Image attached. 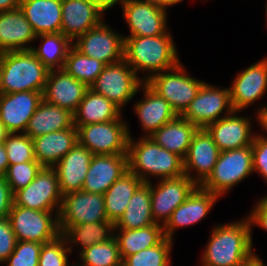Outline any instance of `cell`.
<instances>
[{"label":"cell","mask_w":267,"mask_h":266,"mask_svg":"<svg viewBox=\"0 0 267 266\" xmlns=\"http://www.w3.org/2000/svg\"><path fill=\"white\" fill-rule=\"evenodd\" d=\"M204 249L202 266H246L258 256L249 217L214 226Z\"/></svg>","instance_id":"obj_1"},{"label":"cell","mask_w":267,"mask_h":266,"mask_svg":"<svg viewBox=\"0 0 267 266\" xmlns=\"http://www.w3.org/2000/svg\"><path fill=\"white\" fill-rule=\"evenodd\" d=\"M170 30L163 35L124 37L123 59L148 81L154 74L169 70L181 61ZM139 71V72H138Z\"/></svg>","instance_id":"obj_2"},{"label":"cell","mask_w":267,"mask_h":266,"mask_svg":"<svg viewBox=\"0 0 267 266\" xmlns=\"http://www.w3.org/2000/svg\"><path fill=\"white\" fill-rule=\"evenodd\" d=\"M129 171L144 183L151 177L158 180L177 178L184 175L183 159L158 145L152 138L142 136L138 140L129 135Z\"/></svg>","instance_id":"obj_3"},{"label":"cell","mask_w":267,"mask_h":266,"mask_svg":"<svg viewBox=\"0 0 267 266\" xmlns=\"http://www.w3.org/2000/svg\"><path fill=\"white\" fill-rule=\"evenodd\" d=\"M49 71L31 50L0 53V93L43 92Z\"/></svg>","instance_id":"obj_4"},{"label":"cell","mask_w":267,"mask_h":266,"mask_svg":"<svg viewBox=\"0 0 267 266\" xmlns=\"http://www.w3.org/2000/svg\"><path fill=\"white\" fill-rule=\"evenodd\" d=\"M252 159V145L221 151L211 174L200 187L221 199L232 187L254 173Z\"/></svg>","instance_id":"obj_5"},{"label":"cell","mask_w":267,"mask_h":266,"mask_svg":"<svg viewBox=\"0 0 267 266\" xmlns=\"http://www.w3.org/2000/svg\"><path fill=\"white\" fill-rule=\"evenodd\" d=\"M146 83L169 103L177 115H181L205 81L188 75V70L180 62L172 69L154 74Z\"/></svg>","instance_id":"obj_6"},{"label":"cell","mask_w":267,"mask_h":266,"mask_svg":"<svg viewBox=\"0 0 267 266\" xmlns=\"http://www.w3.org/2000/svg\"><path fill=\"white\" fill-rule=\"evenodd\" d=\"M143 83L140 75L123 59L118 63L105 65L90 89L103 95L122 110L134 98Z\"/></svg>","instance_id":"obj_7"},{"label":"cell","mask_w":267,"mask_h":266,"mask_svg":"<svg viewBox=\"0 0 267 266\" xmlns=\"http://www.w3.org/2000/svg\"><path fill=\"white\" fill-rule=\"evenodd\" d=\"M78 142L99 154H127L130 129L124 119L77 126Z\"/></svg>","instance_id":"obj_8"},{"label":"cell","mask_w":267,"mask_h":266,"mask_svg":"<svg viewBox=\"0 0 267 266\" xmlns=\"http://www.w3.org/2000/svg\"><path fill=\"white\" fill-rule=\"evenodd\" d=\"M59 211H39L12 205L8 219L17 241L47 243L60 235Z\"/></svg>","instance_id":"obj_9"},{"label":"cell","mask_w":267,"mask_h":266,"mask_svg":"<svg viewBox=\"0 0 267 266\" xmlns=\"http://www.w3.org/2000/svg\"><path fill=\"white\" fill-rule=\"evenodd\" d=\"M233 111L230 87L221 89L205 82L181 116L198 128H206Z\"/></svg>","instance_id":"obj_10"},{"label":"cell","mask_w":267,"mask_h":266,"mask_svg":"<svg viewBox=\"0 0 267 266\" xmlns=\"http://www.w3.org/2000/svg\"><path fill=\"white\" fill-rule=\"evenodd\" d=\"M62 197L56 170L43 166L29 185L13 194V204L39 211H60Z\"/></svg>","instance_id":"obj_11"},{"label":"cell","mask_w":267,"mask_h":266,"mask_svg":"<svg viewBox=\"0 0 267 266\" xmlns=\"http://www.w3.org/2000/svg\"><path fill=\"white\" fill-rule=\"evenodd\" d=\"M108 221L103 194L77 191L64 194L58 214L60 234L70 226Z\"/></svg>","instance_id":"obj_12"},{"label":"cell","mask_w":267,"mask_h":266,"mask_svg":"<svg viewBox=\"0 0 267 266\" xmlns=\"http://www.w3.org/2000/svg\"><path fill=\"white\" fill-rule=\"evenodd\" d=\"M103 21L79 36L72 45L82 54L100 60L105 65L123 60L124 38Z\"/></svg>","instance_id":"obj_13"},{"label":"cell","mask_w":267,"mask_h":266,"mask_svg":"<svg viewBox=\"0 0 267 266\" xmlns=\"http://www.w3.org/2000/svg\"><path fill=\"white\" fill-rule=\"evenodd\" d=\"M151 183V209L153 220L163 227L173 211L181 205L197 187L187 175Z\"/></svg>","instance_id":"obj_14"},{"label":"cell","mask_w":267,"mask_h":266,"mask_svg":"<svg viewBox=\"0 0 267 266\" xmlns=\"http://www.w3.org/2000/svg\"><path fill=\"white\" fill-rule=\"evenodd\" d=\"M120 4L130 32L123 38L157 36L169 31L166 10L141 0H122Z\"/></svg>","instance_id":"obj_15"},{"label":"cell","mask_w":267,"mask_h":266,"mask_svg":"<svg viewBox=\"0 0 267 266\" xmlns=\"http://www.w3.org/2000/svg\"><path fill=\"white\" fill-rule=\"evenodd\" d=\"M229 87L234 111L241 112L258 102L267 92V57L237 73Z\"/></svg>","instance_id":"obj_16"},{"label":"cell","mask_w":267,"mask_h":266,"mask_svg":"<svg viewBox=\"0 0 267 266\" xmlns=\"http://www.w3.org/2000/svg\"><path fill=\"white\" fill-rule=\"evenodd\" d=\"M220 152L208 131L199 128L183 159L184 175L200 186L211 174ZM193 171H196V174H192Z\"/></svg>","instance_id":"obj_17"},{"label":"cell","mask_w":267,"mask_h":266,"mask_svg":"<svg viewBox=\"0 0 267 266\" xmlns=\"http://www.w3.org/2000/svg\"><path fill=\"white\" fill-rule=\"evenodd\" d=\"M42 100V92L37 91L0 93V120L8 132L24 133Z\"/></svg>","instance_id":"obj_18"},{"label":"cell","mask_w":267,"mask_h":266,"mask_svg":"<svg viewBox=\"0 0 267 266\" xmlns=\"http://www.w3.org/2000/svg\"><path fill=\"white\" fill-rule=\"evenodd\" d=\"M238 112L233 111L205 128L220 151L247 147L254 141L256 134L251 130V118L238 115Z\"/></svg>","instance_id":"obj_19"},{"label":"cell","mask_w":267,"mask_h":266,"mask_svg":"<svg viewBox=\"0 0 267 266\" xmlns=\"http://www.w3.org/2000/svg\"><path fill=\"white\" fill-rule=\"evenodd\" d=\"M220 197L197 186L188 198L172 213L170 220L163 227L164 236L174 240L175 230L189 227L203 220Z\"/></svg>","instance_id":"obj_20"},{"label":"cell","mask_w":267,"mask_h":266,"mask_svg":"<svg viewBox=\"0 0 267 266\" xmlns=\"http://www.w3.org/2000/svg\"><path fill=\"white\" fill-rule=\"evenodd\" d=\"M88 87L69 75L64 68L49 71L42 92L43 100L75 113Z\"/></svg>","instance_id":"obj_21"},{"label":"cell","mask_w":267,"mask_h":266,"mask_svg":"<svg viewBox=\"0 0 267 266\" xmlns=\"http://www.w3.org/2000/svg\"><path fill=\"white\" fill-rule=\"evenodd\" d=\"M129 171L127 154L93 155L82 191L104 194Z\"/></svg>","instance_id":"obj_22"},{"label":"cell","mask_w":267,"mask_h":266,"mask_svg":"<svg viewBox=\"0 0 267 266\" xmlns=\"http://www.w3.org/2000/svg\"><path fill=\"white\" fill-rule=\"evenodd\" d=\"M103 13L85 0H62L61 33L71 42L100 25Z\"/></svg>","instance_id":"obj_23"},{"label":"cell","mask_w":267,"mask_h":266,"mask_svg":"<svg viewBox=\"0 0 267 266\" xmlns=\"http://www.w3.org/2000/svg\"><path fill=\"white\" fill-rule=\"evenodd\" d=\"M93 153L79 142L54 166L62 193L81 191Z\"/></svg>","instance_id":"obj_24"},{"label":"cell","mask_w":267,"mask_h":266,"mask_svg":"<svg viewBox=\"0 0 267 266\" xmlns=\"http://www.w3.org/2000/svg\"><path fill=\"white\" fill-rule=\"evenodd\" d=\"M140 89L144 93L143 99L136 102L133 110L138 116L142 131H145L143 136L149 137L164 124L173 120L177 113L146 82Z\"/></svg>","instance_id":"obj_25"},{"label":"cell","mask_w":267,"mask_h":266,"mask_svg":"<svg viewBox=\"0 0 267 266\" xmlns=\"http://www.w3.org/2000/svg\"><path fill=\"white\" fill-rule=\"evenodd\" d=\"M36 33L18 8L13 11L0 12V53L9 51L31 50Z\"/></svg>","instance_id":"obj_26"},{"label":"cell","mask_w":267,"mask_h":266,"mask_svg":"<svg viewBox=\"0 0 267 266\" xmlns=\"http://www.w3.org/2000/svg\"><path fill=\"white\" fill-rule=\"evenodd\" d=\"M19 9L37 36L61 33L62 0H20Z\"/></svg>","instance_id":"obj_27"},{"label":"cell","mask_w":267,"mask_h":266,"mask_svg":"<svg viewBox=\"0 0 267 266\" xmlns=\"http://www.w3.org/2000/svg\"><path fill=\"white\" fill-rule=\"evenodd\" d=\"M78 142L75 126L50 132L33 139L35 159L45 167H54Z\"/></svg>","instance_id":"obj_28"},{"label":"cell","mask_w":267,"mask_h":266,"mask_svg":"<svg viewBox=\"0 0 267 266\" xmlns=\"http://www.w3.org/2000/svg\"><path fill=\"white\" fill-rule=\"evenodd\" d=\"M73 126V113L42 100L30 118L24 133L34 139L38 136L65 130Z\"/></svg>","instance_id":"obj_29"},{"label":"cell","mask_w":267,"mask_h":266,"mask_svg":"<svg viewBox=\"0 0 267 266\" xmlns=\"http://www.w3.org/2000/svg\"><path fill=\"white\" fill-rule=\"evenodd\" d=\"M74 126L122 119V110L103 95L88 88L73 114Z\"/></svg>","instance_id":"obj_30"},{"label":"cell","mask_w":267,"mask_h":266,"mask_svg":"<svg viewBox=\"0 0 267 266\" xmlns=\"http://www.w3.org/2000/svg\"><path fill=\"white\" fill-rule=\"evenodd\" d=\"M198 129L197 126L185 120L181 115H177L149 137L162 148L184 159L192 138Z\"/></svg>","instance_id":"obj_31"},{"label":"cell","mask_w":267,"mask_h":266,"mask_svg":"<svg viewBox=\"0 0 267 266\" xmlns=\"http://www.w3.org/2000/svg\"><path fill=\"white\" fill-rule=\"evenodd\" d=\"M122 260L139 251L156 246L164 238L162 225L152 224L139 229H114Z\"/></svg>","instance_id":"obj_32"},{"label":"cell","mask_w":267,"mask_h":266,"mask_svg":"<svg viewBox=\"0 0 267 266\" xmlns=\"http://www.w3.org/2000/svg\"><path fill=\"white\" fill-rule=\"evenodd\" d=\"M151 182L143 183L135 191L115 229H139L155 224L151 209Z\"/></svg>","instance_id":"obj_33"},{"label":"cell","mask_w":267,"mask_h":266,"mask_svg":"<svg viewBox=\"0 0 267 266\" xmlns=\"http://www.w3.org/2000/svg\"><path fill=\"white\" fill-rule=\"evenodd\" d=\"M144 182L128 171L116 180L103 194L108 221L116 224L122 217L135 191Z\"/></svg>","instance_id":"obj_34"},{"label":"cell","mask_w":267,"mask_h":266,"mask_svg":"<svg viewBox=\"0 0 267 266\" xmlns=\"http://www.w3.org/2000/svg\"><path fill=\"white\" fill-rule=\"evenodd\" d=\"M115 224L111 221H98L70 226L62 235L68 249L73 253V246H81L79 253L96 243H102L114 237Z\"/></svg>","instance_id":"obj_35"},{"label":"cell","mask_w":267,"mask_h":266,"mask_svg":"<svg viewBox=\"0 0 267 266\" xmlns=\"http://www.w3.org/2000/svg\"><path fill=\"white\" fill-rule=\"evenodd\" d=\"M41 39L38 47H33L31 51L49 69H61L64 67L66 56L72 42L62 33L41 34L36 37Z\"/></svg>","instance_id":"obj_36"},{"label":"cell","mask_w":267,"mask_h":266,"mask_svg":"<svg viewBox=\"0 0 267 266\" xmlns=\"http://www.w3.org/2000/svg\"><path fill=\"white\" fill-rule=\"evenodd\" d=\"M104 66L105 64L100 60L82 54L72 45L68 50L63 68L69 75L90 88Z\"/></svg>","instance_id":"obj_37"},{"label":"cell","mask_w":267,"mask_h":266,"mask_svg":"<svg viewBox=\"0 0 267 266\" xmlns=\"http://www.w3.org/2000/svg\"><path fill=\"white\" fill-rule=\"evenodd\" d=\"M80 265L76 266H122L118 243L115 237L96 243L79 253Z\"/></svg>","instance_id":"obj_38"},{"label":"cell","mask_w":267,"mask_h":266,"mask_svg":"<svg viewBox=\"0 0 267 266\" xmlns=\"http://www.w3.org/2000/svg\"><path fill=\"white\" fill-rule=\"evenodd\" d=\"M173 240L164 238L156 246L149 247L128 256L122 266H171L170 254Z\"/></svg>","instance_id":"obj_39"},{"label":"cell","mask_w":267,"mask_h":266,"mask_svg":"<svg viewBox=\"0 0 267 266\" xmlns=\"http://www.w3.org/2000/svg\"><path fill=\"white\" fill-rule=\"evenodd\" d=\"M3 144L9 165L36 160L33 139L25 133H9Z\"/></svg>","instance_id":"obj_40"},{"label":"cell","mask_w":267,"mask_h":266,"mask_svg":"<svg viewBox=\"0 0 267 266\" xmlns=\"http://www.w3.org/2000/svg\"><path fill=\"white\" fill-rule=\"evenodd\" d=\"M42 167L37 160L9 165L3 177L14 194L29 185Z\"/></svg>","instance_id":"obj_41"},{"label":"cell","mask_w":267,"mask_h":266,"mask_svg":"<svg viewBox=\"0 0 267 266\" xmlns=\"http://www.w3.org/2000/svg\"><path fill=\"white\" fill-rule=\"evenodd\" d=\"M71 251L65 237L60 234L54 240L43 243L38 266H74L68 261V255Z\"/></svg>","instance_id":"obj_42"},{"label":"cell","mask_w":267,"mask_h":266,"mask_svg":"<svg viewBox=\"0 0 267 266\" xmlns=\"http://www.w3.org/2000/svg\"><path fill=\"white\" fill-rule=\"evenodd\" d=\"M42 246V243L18 241L4 264L6 263V266H38Z\"/></svg>","instance_id":"obj_43"},{"label":"cell","mask_w":267,"mask_h":266,"mask_svg":"<svg viewBox=\"0 0 267 266\" xmlns=\"http://www.w3.org/2000/svg\"><path fill=\"white\" fill-rule=\"evenodd\" d=\"M253 172L260 173L267 183V137L256 134L252 143Z\"/></svg>","instance_id":"obj_44"},{"label":"cell","mask_w":267,"mask_h":266,"mask_svg":"<svg viewBox=\"0 0 267 266\" xmlns=\"http://www.w3.org/2000/svg\"><path fill=\"white\" fill-rule=\"evenodd\" d=\"M17 242L9 219H0V264H4L12 254Z\"/></svg>","instance_id":"obj_45"},{"label":"cell","mask_w":267,"mask_h":266,"mask_svg":"<svg viewBox=\"0 0 267 266\" xmlns=\"http://www.w3.org/2000/svg\"><path fill=\"white\" fill-rule=\"evenodd\" d=\"M252 227L255 225L267 231V195L258 199L251 212L247 215ZM255 224V225H254Z\"/></svg>","instance_id":"obj_46"},{"label":"cell","mask_w":267,"mask_h":266,"mask_svg":"<svg viewBox=\"0 0 267 266\" xmlns=\"http://www.w3.org/2000/svg\"><path fill=\"white\" fill-rule=\"evenodd\" d=\"M13 205V193L4 177H0V219L8 218Z\"/></svg>","instance_id":"obj_47"},{"label":"cell","mask_w":267,"mask_h":266,"mask_svg":"<svg viewBox=\"0 0 267 266\" xmlns=\"http://www.w3.org/2000/svg\"><path fill=\"white\" fill-rule=\"evenodd\" d=\"M86 2L92 3L103 13L108 9L115 7L116 4L121 3L122 0H85Z\"/></svg>","instance_id":"obj_48"},{"label":"cell","mask_w":267,"mask_h":266,"mask_svg":"<svg viewBox=\"0 0 267 266\" xmlns=\"http://www.w3.org/2000/svg\"><path fill=\"white\" fill-rule=\"evenodd\" d=\"M256 121L260 124V128L262 127L263 133L267 132V106L264 105L260 107V109H257L256 111Z\"/></svg>","instance_id":"obj_49"},{"label":"cell","mask_w":267,"mask_h":266,"mask_svg":"<svg viewBox=\"0 0 267 266\" xmlns=\"http://www.w3.org/2000/svg\"><path fill=\"white\" fill-rule=\"evenodd\" d=\"M9 161L6 148L3 143H0V177H3L8 169Z\"/></svg>","instance_id":"obj_50"},{"label":"cell","mask_w":267,"mask_h":266,"mask_svg":"<svg viewBox=\"0 0 267 266\" xmlns=\"http://www.w3.org/2000/svg\"><path fill=\"white\" fill-rule=\"evenodd\" d=\"M144 2H148L156 7L162 8L164 10H168L169 6H174L176 4H180L183 0H141Z\"/></svg>","instance_id":"obj_51"},{"label":"cell","mask_w":267,"mask_h":266,"mask_svg":"<svg viewBox=\"0 0 267 266\" xmlns=\"http://www.w3.org/2000/svg\"><path fill=\"white\" fill-rule=\"evenodd\" d=\"M19 4L20 0H0V12L16 10Z\"/></svg>","instance_id":"obj_52"},{"label":"cell","mask_w":267,"mask_h":266,"mask_svg":"<svg viewBox=\"0 0 267 266\" xmlns=\"http://www.w3.org/2000/svg\"><path fill=\"white\" fill-rule=\"evenodd\" d=\"M8 134V130L0 120V143H3V141L7 138Z\"/></svg>","instance_id":"obj_53"},{"label":"cell","mask_w":267,"mask_h":266,"mask_svg":"<svg viewBox=\"0 0 267 266\" xmlns=\"http://www.w3.org/2000/svg\"><path fill=\"white\" fill-rule=\"evenodd\" d=\"M246 266H266V265L264 264V261L262 260V258H260L258 255L254 260H252Z\"/></svg>","instance_id":"obj_54"},{"label":"cell","mask_w":267,"mask_h":266,"mask_svg":"<svg viewBox=\"0 0 267 266\" xmlns=\"http://www.w3.org/2000/svg\"><path fill=\"white\" fill-rule=\"evenodd\" d=\"M265 12H266V19H267V0H266V4H265ZM266 22H267V20H266Z\"/></svg>","instance_id":"obj_55"}]
</instances>
